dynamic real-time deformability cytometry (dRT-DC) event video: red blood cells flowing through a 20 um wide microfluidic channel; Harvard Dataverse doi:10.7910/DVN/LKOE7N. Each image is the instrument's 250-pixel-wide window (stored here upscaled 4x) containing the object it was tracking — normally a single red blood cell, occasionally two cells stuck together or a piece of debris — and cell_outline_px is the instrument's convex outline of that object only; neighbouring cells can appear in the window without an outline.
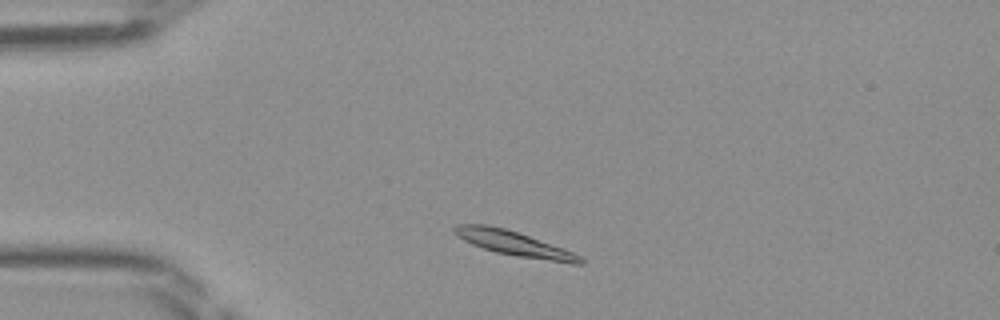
{"species": "Egyptian fruit bat (a non-hibernating species)", "species_latin": "Rousettus aegyptiacus", "temperature_condition": "room temperature", "stored_images_in_passage": 41, "camera_frame_rate_fps": 3000, "um_per_image_px": 0.085, "frame": {"image": 1, "passage_image": 4, "time_ms": 1.0, "image_size_px": [1000, 320], "cell_outline_px": [[584, 264], [572, 264], [516, 256], [496, 252], [472, 244], [456, 236], [452, 232], [452, 228], [456, 224], [488, 224], [504, 228], [564, 248], [580, 256], [584, 260]], "centroid_in_image_um": [43.67, 20.7], "position_along_channel_um": 41.3, "area_um2": 18.09}}
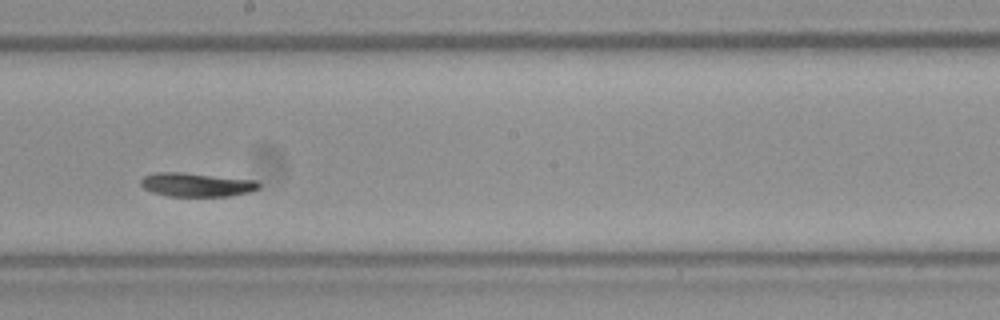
{"frame": {"image": 2, "passage_image": 20, "time_ms": 6.333, "image_size_px": [1000, 320], "cell_outline_px": [[260, 188], [248, 192], [228, 196], [168, 196], [152, 192], [144, 188], [140, 184], [140, 180], [144, 176], [156, 172], [180, 172], [256, 180], [260, 184]], "centroid_in_image_um": [16.68, 15.7], "position_along_channel_um": 231.5, "area_um2": 16.3}}
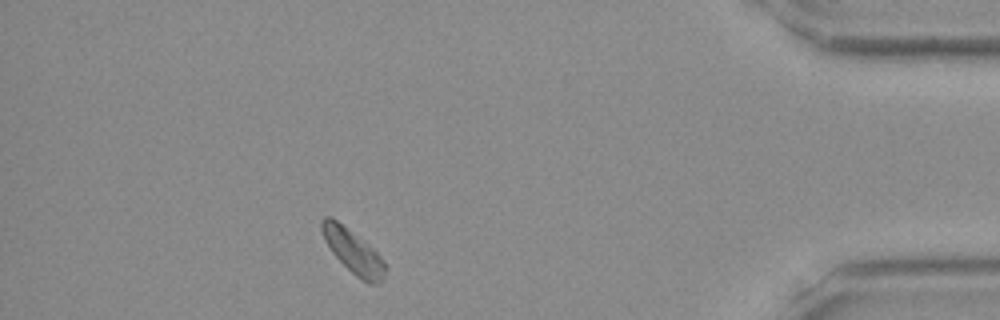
{"frame": {"image": 3, "passage_image": 36, "time_ms": 11.667, "image_size_px": [1000, 320], "cell_outline_px": [[388, 268], [384, 280], [376, 284], [368, 284], [356, 276], [332, 252], [324, 240], [320, 228], [320, 220], [324, 216], [332, 216], [368, 244], [388, 264]], "centroid_in_image_um": [30.04, 21.38], "position_along_channel_um": 405.2, "area_um2": 16.36}}